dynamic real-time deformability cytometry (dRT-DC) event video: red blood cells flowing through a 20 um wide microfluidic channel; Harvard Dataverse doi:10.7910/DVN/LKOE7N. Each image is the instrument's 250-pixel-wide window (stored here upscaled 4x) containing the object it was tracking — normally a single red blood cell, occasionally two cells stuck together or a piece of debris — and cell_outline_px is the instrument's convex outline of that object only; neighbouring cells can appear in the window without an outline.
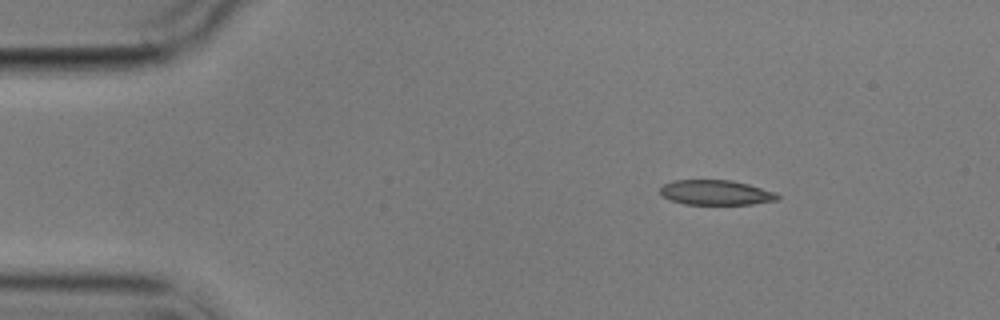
{"species": "common noctule bat (a hibernating species)", "species_latin": "Nyctalus noctula", "temperature_condition": "cold", "stored_images_in_passage": 3, "camera_frame_rate_fps": 3000, "um_per_image_px": 0.085, "animal": {"sex": "male", "body_mass_g": 17.9}, "frame": {"image": 1, "passage_image": 1, "time_ms": 0.0, "image_size_px": [1000, 320], "cell_outline_px": [[780, 200], [752, 204], [684, 204], [672, 200], [664, 196], [660, 192], [660, 188], [664, 184], [672, 180], [732, 180], [748, 184], [776, 192], [780, 196]], "centroid_in_image_um": [60.89, 16.36], "position_along_channel_um": 24.1, "area_um2": 17.05}}